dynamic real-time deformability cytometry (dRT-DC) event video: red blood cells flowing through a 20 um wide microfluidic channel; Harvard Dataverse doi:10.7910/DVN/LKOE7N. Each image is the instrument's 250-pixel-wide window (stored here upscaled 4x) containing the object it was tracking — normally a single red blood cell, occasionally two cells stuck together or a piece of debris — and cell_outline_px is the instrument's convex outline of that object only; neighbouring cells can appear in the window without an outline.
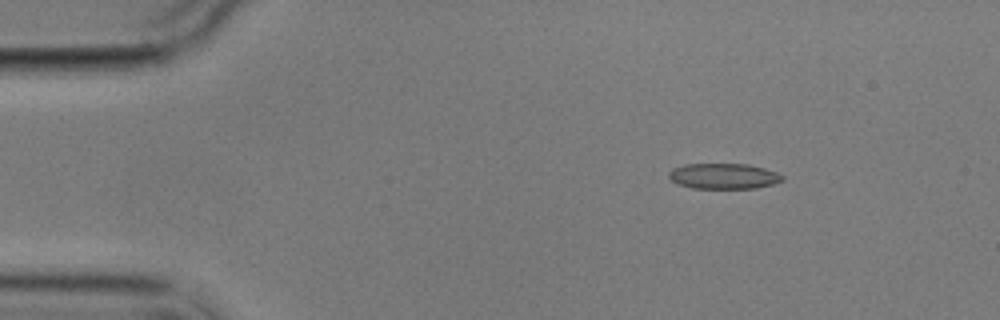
{"species": "common noctule bat (a hibernating species)", "species_latin": "Nyctalus noctula", "temperature_condition": "cold", "stored_images_in_passage": 5, "camera_frame_rate_fps": 3000, "um_per_image_px": 0.085, "animal": {"sex": "male", "body_mass_g": 17.9}, "frame": {"image": 1, "passage_image": 3, "time_ms": 2.333, "image_size_px": [1000, 320], "cell_outline_px": [[784, 180], [772, 184], [756, 188], [692, 188], [680, 184], [672, 180], [668, 176], [668, 172], [672, 168], [684, 164], [748, 164], [764, 168], [776, 172], [784, 176]], "centroid_in_image_um": [61.51, 14.96], "position_along_channel_um": 23.5, "area_um2": 16.88}}
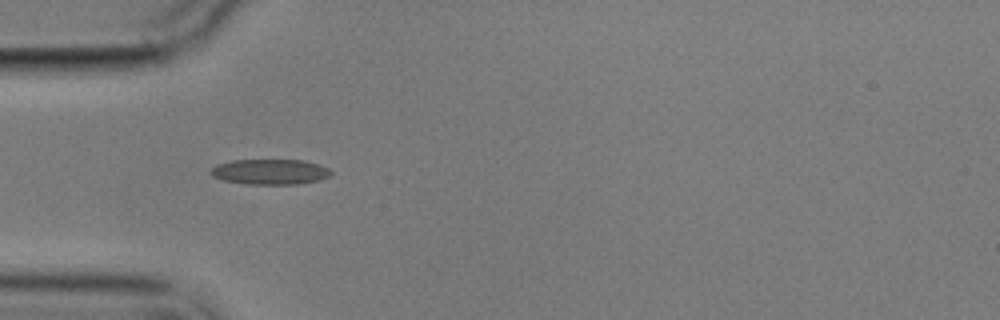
{"frame": {"image": 2, "passage_image": 5, "time_ms": 5.333, "image_size_px": [1000, 320], "cell_outline_px": [[332, 172], [328, 176], [320, 180], [300, 184], [244, 184], [224, 180], [212, 176], [208, 172], [216, 164], [232, 160], [304, 160], [320, 164], [328, 168]], "centroid_in_image_um": [22.95, 14.6], "position_along_channel_um": 62.1, "area_um2": 17.92}}